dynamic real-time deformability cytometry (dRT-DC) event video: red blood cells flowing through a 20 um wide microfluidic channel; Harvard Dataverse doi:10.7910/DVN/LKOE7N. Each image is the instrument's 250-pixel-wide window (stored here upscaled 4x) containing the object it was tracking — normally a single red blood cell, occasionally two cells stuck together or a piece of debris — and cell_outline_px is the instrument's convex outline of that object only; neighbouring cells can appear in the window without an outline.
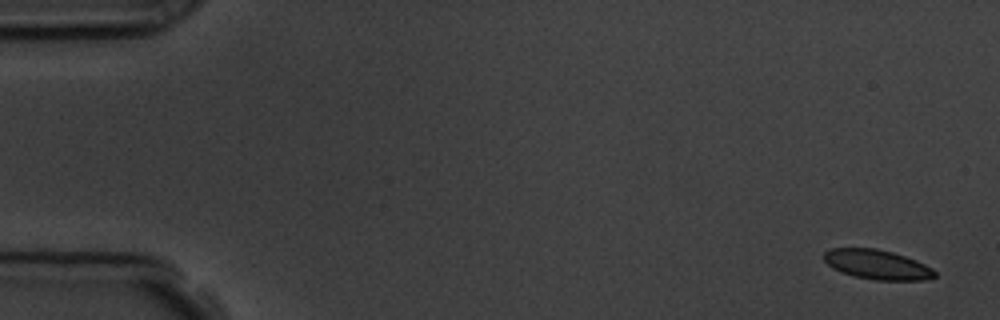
{"species": "common noctule bat (a hibernating species)", "species_latin": "Nyctalus noctula", "temperature_condition": "room temperature", "stored_images_in_passage": 5, "camera_frame_rate_fps": 3000, "um_per_image_px": 0.085, "animal": {"sex": "male", "body_mass_g": 19.5, "forearm_length_mm": 54.6}, "frame": {"image": 1, "passage_image": 1, "time_ms": 0.0, "image_size_px": [1000, 320], "cell_outline_px": [[936, 276], [924, 280], [876, 280], [852, 276], [840, 272], [832, 268], [824, 260], [824, 252], [832, 248], [876, 248], [892, 252], [916, 260], [932, 268], [936, 272]], "centroid_in_image_um": [74.54, 22.49], "position_along_channel_um": 10.5, "area_um2": 19.13}}
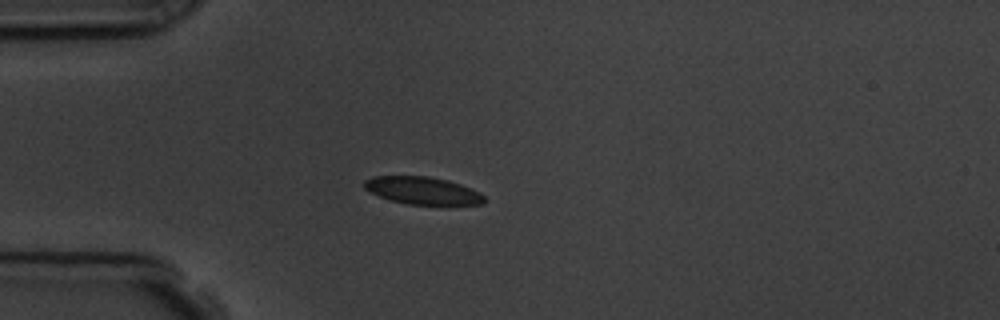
{"frame": {"image": 2, "passage_image": 4, "time_ms": 4.333, "image_size_px": [1000, 320], "cell_outline_px": [[484, 204], [448, 208], [408, 204], [392, 200], [368, 192], [364, 188], [364, 180], [372, 176], [428, 176], [448, 180], [460, 184], [480, 192], [484, 196]], "centroid_in_image_um": [36.01, 16.25], "position_along_channel_um": 49.0, "area_um2": 20.17}}